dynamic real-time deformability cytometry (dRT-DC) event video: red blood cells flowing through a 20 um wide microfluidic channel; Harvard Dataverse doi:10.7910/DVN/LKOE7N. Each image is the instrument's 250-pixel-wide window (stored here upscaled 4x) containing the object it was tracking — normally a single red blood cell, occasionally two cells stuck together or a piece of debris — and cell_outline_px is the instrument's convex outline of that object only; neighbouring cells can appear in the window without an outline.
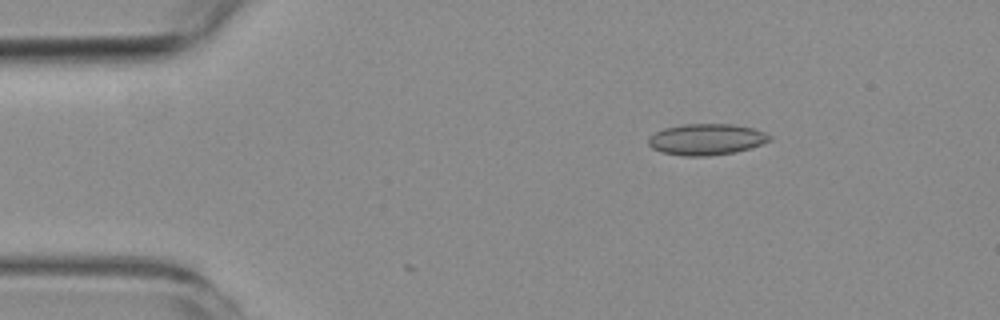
{"species": "common noctule bat (a hibernating species)", "species_latin": "Nyctalus noctula", "temperature_condition": "room temperature", "stored_images_in_passage": 5, "camera_frame_rate_fps": 3000, "um_per_image_px": 0.085, "animal": {"sex": "female", "body_mass_g": 19.3, "forearm_length_mm": 54.1}, "frame": {"image": 1, "passage_image": 2, "time_ms": 1.333, "image_size_px": [1000, 320], "cell_outline_px": [[772, 140], [752, 148], [736, 152], [708, 156], [684, 156], [664, 152], [652, 148], [648, 144], [648, 136], [664, 128], [684, 124], [732, 124], [752, 128], [764, 132], [772, 136]], "centroid_in_image_um": [60.07, 11.85], "position_along_channel_um": 24.9, "area_um2": 22.14}}